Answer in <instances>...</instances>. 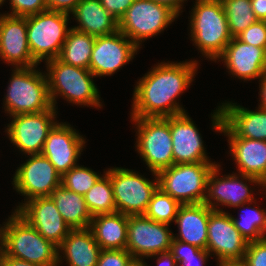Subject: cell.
Here are the masks:
<instances>
[{
  "label": "cell",
  "mask_w": 266,
  "mask_h": 266,
  "mask_svg": "<svg viewBox=\"0 0 266 266\" xmlns=\"http://www.w3.org/2000/svg\"><path fill=\"white\" fill-rule=\"evenodd\" d=\"M70 229L89 228L92 215L89 212L84 195L77 194L60 185L49 196Z\"/></svg>",
  "instance_id": "obj_28"
},
{
  "label": "cell",
  "mask_w": 266,
  "mask_h": 266,
  "mask_svg": "<svg viewBox=\"0 0 266 266\" xmlns=\"http://www.w3.org/2000/svg\"><path fill=\"white\" fill-rule=\"evenodd\" d=\"M262 189H264V191H266V179L262 182Z\"/></svg>",
  "instance_id": "obj_48"
},
{
  "label": "cell",
  "mask_w": 266,
  "mask_h": 266,
  "mask_svg": "<svg viewBox=\"0 0 266 266\" xmlns=\"http://www.w3.org/2000/svg\"><path fill=\"white\" fill-rule=\"evenodd\" d=\"M169 226L144 215H128L126 249L132 258L145 260L155 254L170 251L174 233Z\"/></svg>",
  "instance_id": "obj_14"
},
{
  "label": "cell",
  "mask_w": 266,
  "mask_h": 266,
  "mask_svg": "<svg viewBox=\"0 0 266 266\" xmlns=\"http://www.w3.org/2000/svg\"><path fill=\"white\" fill-rule=\"evenodd\" d=\"M2 226L0 227V251H1Z\"/></svg>",
  "instance_id": "obj_49"
},
{
  "label": "cell",
  "mask_w": 266,
  "mask_h": 266,
  "mask_svg": "<svg viewBox=\"0 0 266 266\" xmlns=\"http://www.w3.org/2000/svg\"><path fill=\"white\" fill-rule=\"evenodd\" d=\"M170 252L180 266H204L211 256L207 250L174 239Z\"/></svg>",
  "instance_id": "obj_35"
},
{
  "label": "cell",
  "mask_w": 266,
  "mask_h": 266,
  "mask_svg": "<svg viewBox=\"0 0 266 266\" xmlns=\"http://www.w3.org/2000/svg\"><path fill=\"white\" fill-rule=\"evenodd\" d=\"M128 215L115 212L93 216L89 228L101 250L126 249Z\"/></svg>",
  "instance_id": "obj_27"
},
{
  "label": "cell",
  "mask_w": 266,
  "mask_h": 266,
  "mask_svg": "<svg viewBox=\"0 0 266 266\" xmlns=\"http://www.w3.org/2000/svg\"><path fill=\"white\" fill-rule=\"evenodd\" d=\"M82 136L68 122H57L49 131L41 154L48 158L61 177L78 165L86 143Z\"/></svg>",
  "instance_id": "obj_18"
},
{
  "label": "cell",
  "mask_w": 266,
  "mask_h": 266,
  "mask_svg": "<svg viewBox=\"0 0 266 266\" xmlns=\"http://www.w3.org/2000/svg\"><path fill=\"white\" fill-rule=\"evenodd\" d=\"M229 154L238 173L263 182L266 179V141L242 137H228Z\"/></svg>",
  "instance_id": "obj_24"
},
{
  "label": "cell",
  "mask_w": 266,
  "mask_h": 266,
  "mask_svg": "<svg viewBox=\"0 0 266 266\" xmlns=\"http://www.w3.org/2000/svg\"><path fill=\"white\" fill-rule=\"evenodd\" d=\"M221 266H241L240 264H229V265H221Z\"/></svg>",
  "instance_id": "obj_50"
},
{
  "label": "cell",
  "mask_w": 266,
  "mask_h": 266,
  "mask_svg": "<svg viewBox=\"0 0 266 266\" xmlns=\"http://www.w3.org/2000/svg\"><path fill=\"white\" fill-rule=\"evenodd\" d=\"M70 15L46 10L27 17V38L33 60L39 65L43 60L59 57L68 28Z\"/></svg>",
  "instance_id": "obj_7"
},
{
  "label": "cell",
  "mask_w": 266,
  "mask_h": 266,
  "mask_svg": "<svg viewBox=\"0 0 266 266\" xmlns=\"http://www.w3.org/2000/svg\"><path fill=\"white\" fill-rule=\"evenodd\" d=\"M57 249L58 265L66 261L68 266H97L101 251L90 228L71 229Z\"/></svg>",
  "instance_id": "obj_25"
},
{
  "label": "cell",
  "mask_w": 266,
  "mask_h": 266,
  "mask_svg": "<svg viewBox=\"0 0 266 266\" xmlns=\"http://www.w3.org/2000/svg\"><path fill=\"white\" fill-rule=\"evenodd\" d=\"M136 126V150L149 170L158 173L173 165L170 117L131 118Z\"/></svg>",
  "instance_id": "obj_9"
},
{
  "label": "cell",
  "mask_w": 266,
  "mask_h": 266,
  "mask_svg": "<svg viewBox=\"0 0 266 266\" xmlns=\"http://www.w3.org/2000/svg\"><path fill=\"white\" fill-rule=\"evenodd\" d=\"M220 170H222L221 165L216 164L207 179L204 203L209 208L223 211L222 208H219L220 205L236 208L255 200L250 184L255 183L254 185L262 187V182L259 179L234 172L219 177Z\"/></svg>",
  "instance_id": "obj_13"
},
{
  "label": "cell",
  "mask_w": 266,
  "mask_h": 266,
  "mask_svg": "<svg viewBox=\"0 0 266 266\" xmlns=\"http://www.w3.org/2000/svg\"><path fill=\"white\" fill-rule=\"evenodd\" d=\"M260 82L259 84V96H260V99H259V104H258V107L260 108H263V109H266V74L264 76H262L259 81Z\"/></svg>",
  "instance_id": "obj_46"
},
{
  "label": "cell",
  "mask_w": 266,
  "mask_h": 266,
  "mask_svg": "<svg viewBox=\"0 0 266 266\" xmlns=\"http://www.w3.org/2000/svg\"><path fill=\"white\" fill-rule=\"evenodd\" d=\"M212 211L205 203L181 205L174 220L179 229L174 240L206 250L207 228Z\"/></svg>",
  "instance_id": "obj_23"
},
{
  "label": "cell",
  "mask_w": 266,
  "mask_h": 266,
  "mask_svg": "<svg viewBox=\"0 0 266 266\" xmlns=\"http://www.w3.org/2000/svg\"><path fill=\"white\" fill-rule=\"evenodd\" d=\"M36 68L16 67L12 70L3 101L5 113L10 117L44 112L52 107L45 71Z\"/></svg>",
  "instance_id": "obj_5"
},
{
  "label": "cell",
  "mask_w": 266,
  "mask_h": 266,
  "mask_svg": "<svg viewBox=\"0 0 266 266\" xmlns=\"http://www.w3.org/2000/svg\"><path fill=\"white\" fill-rule=\"evenodd\" d=\"M102 6L118 21L134 0H99Z\"/></svg>",
  "instance_id": "obj_40"
},
{
  "label": "cell",
  "mask_w": 266,
  "mask_h": 266,
  "mask_svg": "<svg viewBox=\"0 0 266 266\" xmlns=\"http://www.w3.org/2000/svg\"><path fill=\"white\" fill-rule=\"evenodd\" d=\"M0 58L16 67L38 66L27 38V17L0 14Z\"/></svg>",
  "instance_id": "obj_20"
},
{
  "label": "cell",
  "mask_w": 266,
  "mask_h": 266,
  "mask_svg": "<svg viewBox=\"0 0 266 266\" xmlns=\"http://www.w3.org/2000/svg\"><path fill=\"white\" fill-rule=\"evenodd\" d=\"M125 266H149L144 260L132 258Z\"/></svg>",
  "instance_id": "obj_47"
},
{
  "label": "cell",
  "mask_w": 266,
  "mask_h": 266,
  "mask_svg": "<svg viewBox=\"0 0 266 266\" xmlns=\"http://www.w3.org/2000/svg\"><path fill=\"white\" fill-rule=\"evenodd\" d=\"M181 204L159 187L150 200L144 216L155 222L170 225L176 219Z\"/></svg>",
  "instance_id": "obj_33"
},
{
  "label": "cell",
  "mask_w": 266,
  "mask_h": 266,
  "mask_svg": "<svg viewBox=\"0 0 266 266\" xmlns=\"http://www.w3.org/2000/svg\"><path fill=\"white\" fill-rule=\"evenodd\" d=\"M1 252L41 266H59L58 249L16 211L3 222Z\"/></svg>",
  "instance_id": "obj_3"
},
{
  "label": "cell",
  "mask_w": 266,
  "mask_h": 266,
  "mask_svg": "<svg viewBox=\"0 0 266 266\" xmlns=\"http://www.w3.org/2000/svg\"><path fill=\"white\" fill-rule=\"evenodd\" d=\"M28 157L12 178L13 189L25 196L24 203L35 197L50 196L61 185V175L47 157L42 154Z\"/></svg>",
  "instance_id": "obj_16"
},
{
  "label": "cell",
  "mask_w": 266,
  "mask_h": 266,
  "mask_svg": "<svg viewBox=\"0 0 266 266\" xmlns=\"http://www.w3.org/2000/svg\"><path fill=\"white\" fill-rule=\"evenodd\" d=\"M217 60L240 80L252 81L266 74V49L243 43L237 37H232Z\"/></svg>",
  "instance_id": "obj_22"
},
{
  "label": "cell",
  "mask_w": 266,
  "mask_h": 266,
  "mask_svg": "<svg viewBox=\"0 0 266 266\" xmlns=\"http://www.w3.org/2000/svg\"><path fill=\"white\" fill-rule=\"evenodd\" d=\"M0 260L2 263V266H41L35 263H30L25 260L17 259L11 256L4 255L0 251Z\"/></svg>",
  "instance_id": "obj_43"
},
{
  "label": "cell",
  "mask_w": 266,
  "mask_h": 266,
  "mask_svg": "<svg viewBox=\"0 0 266 266\" xmlns=\"http://www.w3.org/2000/svg\"><path fill=\"white\" fill-rule=\"evenodd\" d=\"M110 176L116 212L125 215H144L153 194L159 187L157 173L149 180L138 172L122 167L105 170Z\"/></svg>",
  "instance_id": "obj_10"
},
{
  "label": "cell",
  "mask_w": 266,
  "mask_h": 266,
  "mask_svg": "<svg viewBox=\"0 0 266 266\" xmlns=\"http://www.w3.org/2000/svg\"><path fill=\"white\" fill-rule=\"evenodd\" d=\"M57 114L52 106L44 112L13 115L5 131L21 153L27 156L41 154L49 131L58 122Z\"/></svg>",
  "instance_id": "obj_15"
},
{
  "label": "cell",
  "mask_w": 266,
  "mask_h": 266,
  "mask_svg": "<svg viewBox=\"0 0 266 266\" xmlns=\"http://www.w3.org/2000/svg\"><path fill=\"white\" fill-rule=\"evenodd\" d=\"M214 162L173 164L157 173L159 188L181 205L204 203Z\"/></svg>",
  "instance_id": "obj_6"
},
{
  "label": "cell",
  "mask_w": 266,
  "mask_h": 266,
  "mask_svg": "<svg viewBox=\"0 0 266 266\" xmlns=\"http://www.w3.org/2000/svg\"><path fill=\"white\" fill-rule=\"evenodd\" d=\"M14 211L57 247L71 230L49 196L22 202Z\"/></svg>",
  "instance_id": "obj_19"
},
{
  "label": "cell",
  "mask_w": 266,
  "mask_h": 266,
  "mask_svg": "<svg viewBox=\"0 0 266 266\" xmlns=\"http://www.w3.org/2000/svg\"><path fill=\"white\" fill-rule=\"evenodd\" d=\"M78 25L71 28L92 36H106L117 32L118 20L99 0H80L71 13Z\"/></svg>",
  "instance_id": "obj_26"
},
{
  "label": "cell",
  "mask_w": 266,
  "mask_h": 266,
  "mask_svg": "<svg viewBox=\"0 0 266 266\" xmlns=\"http://www.w3.org/2000/svg\"><path fill=\"white\" fill-rule=\"evenodd\" d=\"M193 6L189 20L193 45L206 59L216 62L232 40L222 2L196 0Z\"/></svg>",
  "instance_id": "obj_2"
},
{
  "label": "cell",
  "mask_w": 266,
  "mask_h": 266,
  "mask_svg": "<svg viewBox=\"0 0 266 266\" xmlns=\"http://www.w3.org/2000/svg\"><path fill=\"white\" fill-rule=\"evenodd\" d=\"M152 1L169 6L178 15H180V13L183 12L182 11L183 3L184 1L186 2L187 0H152Z\"/></svg>",
  "instance_id": "obj_45"
},
{
  "label": "cell",
  "mask_w": 266,
  "mask_h": 266,
  "mask_svg": "<svg viewBox=\"0 0 266 266\" xmlns=\"http://www.w3.org/2000/svg\"><path fill=\"white\" fill-rule=\"evenodd\" d=\"M227 16L229 32L237 37L257 21L250 0H220Z\"/></svg>",
  "instance_id": "obj_32"
},
{
  "label": "cell",
  "mask_w": 266,
  "mask_h": 266,
  "mask_svg": "<svg viewBox=\"0 0 266 266\" xmlns=\"http://www.w3.org/2000/svg\"><path fill=\"white\" fill-rule=\"evenodd\" d=\"M10 1V13H4L16 17H28L37 13L46 11V5L43 0H8Z\"/></svg>",
  "instance_id": "obj_36"
},
{
  "label": "cell",
  "mask_w": 266,
  "mask_h": 266,
  "mask_svg": "<svg viewBox=\"0 0 266 266\" xmlns=\"http://www.w3.org/2000/svg\"><path fill=\"white\" fill-rule=\"evenodd\" d=\"M101 176L79 164L61 177V185L77 194L85 195Z\"/></svg>",
  "instance_id": "obj_34"
},
{
  "label": "cell",
  "mask_w": 266,
  "mask_h": 266,
  "mask_svg": "<svg viewBox=\"0 0 266 266\" xmlns=\"http://www.w3.org/2000/svg\"><path fill=\"white\" fill-rule=\"evenodd\" d=\"M92 217L116 212L113 187L110 176L104 172L94 186L84 195Z\"/></svg>",
  "instance_id": "obj_31"
},
{
  "label": "cell",
  "mask_w": 266,
  "mask_h": 266,
  "mask_svg": "<svg viewBox=\"0 0 266 266\" xmlns=\"http://www.w3.org/2000/svg\"><path fill=\"white\" fill-rule=\"evenodd\" d=\"M257 20L266 21V0H250Z\"/></svg>",
  "instance_id": "obj_44"
},
{
  "label": "cell",
  "mask_w": 266,
  "mask_h": 266,
  "mask_svg": "<svg viewBox=\"0 0 266 266\" xmlns=\"http://www.w3.org/2000/svg\"><path fill=\"white\" fill-rule=\"evenodd\" d=\"M131 259L127 249L101 250L97 266H125Z\"/></svg>",
  "instance_id": "obj_39"
},
{
  "label": "cell",
  "mask_w": 266,
  "mask_h": 266,
  "mask_svg": "<svg viewBox=\"0 0 266 266\" xmlns=\"http://www.w3.org/2000/svg\"><path fill=\"white\" fill-rule=\"evenodd\" d=\"M237 38L243 43L266 49V21L257 20L240 33Z\"/></svg>",
  "instance_id": "obj_37"
},
{
  "label": "cell",
  "mask_w": 266,
  "mask_h": 266,
  "mask_svg": "<svg viewBox=\"0 0 266 266\" xmlns=\"http://www.w3.org/2000/svg\"><path fill=\"white\" fill-rule=\"evenodd\" d=\"M6 0H0V6L4 4Z\"/></svg>",
  "instance_id": "obj_51"
},
{
  "label": "cell",
  "mask_w": 266,
  "mask_h": 266,
  "mask_svg": "<svg viewBox=\"0 0 266 266\" xmlns=\"http://www.w3.org/2000/svg\"><path fill=\"white\" fill-rule=\"evenodd\" d=\"M139 48L119 30L95 37L89 70L95 77L111 76L134 59Z\"/></svg>",
  "instance_id": "obj_17"
},
{
  "label": "cell",
  "mask_w": 266,
  "mask_h": 266,
  "mask_svg": "<svg viewBox=\"0 0 266 266\" xmlns=\"http://www.w3.org/2000/svg\"><path fill=\"white\" fill-rule=\"evenodd\" d=\"M178 16L167 5L134 0L118 21V29L140 49L142 42L164 31Z\"/></svg>",
  "instance_id": "obj_8"
},
{
  "label": "cell",
  "mask_w": 266,
  "mask_h": 266,
  "mask_svg": "<svg viewBox=\"0 0 266 266\" xmlns=\"http://www.w3.org/2000/svg\"><path fill=\"white\" fill-rule=\"evenodd\" d=\"M47 10L71 14L80 0H43Z\"/></svg>",
  "instance_id": "obj_41"
},
{
  "label": "cell",
  "mask_w": 266,
  "mask_h": 266,
  "mask_svg": "<svg viewBox=\"0 0 266 266\" xmlns=\"http://www.w3.org/2000/svg\"><path fill=\"white\" fill-rule=\"evenodd\" d=\"M151 257L157 259V266H177L176 259L170 251L158 253L153 256H150L149 258Z\"/></svg>",
  "instance_id": "obj_42"
},
{
  "label": "cell",
  "mask_w": 266,
  "mask_h": 266,
  "mask_svg": "<svg viewBox=\"0 0 266 266\" xmlns=\"http://www.w3.org/2000/svg\"><path fill=\"white\" fill-rule=\"evenodd\" d=\"M241 266H266V238L248 242Z\"/></svg>",
  "instance_id": "obj_38"
},
{
  "label": "cell",
  "mask_w": 266,
  "mask_h": 266,
  "mask_svg": "<svg viewBox=\"0 0 266 266\" xmlns=\"http://www.w3.org/2000/svg\"><path fill=\"white\" fill-rule=\"evenodd\" d=\"M207 251L217 258V265L240 264L248 241L234 226L231 214L213 210L207 228ZM213 253V254H212Z\"/></svg>",
  "instance_id": "obj_12"
},
{
  "label": "cell",
  "mask_w": 266,
  "mask_h": 266,
  "mask_svg": "<svg viewBox=\"0 0 266 266\" xmlns=\"http://www.w3.org/2000/svg\"><path fill=\"white\" fill-rule=\"evenodd\" d=\"M95 36L71 28L58 59L65 64L89 69Z\"/></svg>",
  "instance_id": "obj_29"
},
{
  "label": "cell",
  "mask_w": 266,
  "mask_h": 266,
  "mask_svg": "<svg viewBox=\"0 0 266 266\" xmlns=\"http://www.w3.org/2000/svg\"><path fill=\"white\" fill-rule=\"evenodd\" d=\"M173 164L212 162L204 141L188 112L170 117Z\"/></svg>",
  "instance_id": "obj_21"
},
{
  "label": "cell",
  "mask_w": 266,
  "mask_h": 266,
  "mask_svg": "<svg viewBox=\"0 0 266 266\" xmlns=\"http://www.w3.org/2000/svg\"><path fill=\"white\" fill-rule=\"evenodd\" d=\"M197 69L195 59L156 64L134 87L130 118H167L185 113L177 98L189 88Z\"/></svg>",
  "instance_id": "obj_1"
},
{
  "label": "cell",
  "mask_w": 266,
  "mask_h": 266,
  "mask_svg": "<svg viewBox=\"0 0 266 266\" xmlns=\"http://www.w3.org/2000/svg\"><path fill=\"white\" fill-rule=\"evenodd\" d=\"M253 203L256 205V200L236 207L246 209L244 210L245 213L241 209L240 218H236L231 214L234 226L248 242L266 238V210L260 209L259 205L255 207ZM251 204L254 208L251 207Z\"/></svg>",
  "instance_id": "obj_30"
},
{
  "label": "cell",
  "mask_w": 266,
  "mask_h": 266,
  "mask_svg": "<svg viewBox=\"0 0 266 266\" xmlns=\"http://www.w3.org/2000/svg\"><path fill=\"white\" fill-rule=\"evenodd\" d=\"M48 91L52 106L57 109V97L77 106L101 108L99 90L94 83L96 78L89 69L68 65L58 58L45 63Z\"/></svg>",
  "instance_id": "obj_4"
},
{
  "label": "cell",
  "mask_w": 266,
  "mask_h": 266,
  "mask_svg": "<svg viewBox=\"0 0 266 266\" xmlns=\"http://www.w3.org/2000/svg\"><path fill=\"white\" fill-rule=\"evenodd\" d=\"M212 129L226 137H242L266 141V109L244 108L237 102H223L213 114Z\"/></svg>",
  "instance_id": "obj_11"
}]
</instances>
